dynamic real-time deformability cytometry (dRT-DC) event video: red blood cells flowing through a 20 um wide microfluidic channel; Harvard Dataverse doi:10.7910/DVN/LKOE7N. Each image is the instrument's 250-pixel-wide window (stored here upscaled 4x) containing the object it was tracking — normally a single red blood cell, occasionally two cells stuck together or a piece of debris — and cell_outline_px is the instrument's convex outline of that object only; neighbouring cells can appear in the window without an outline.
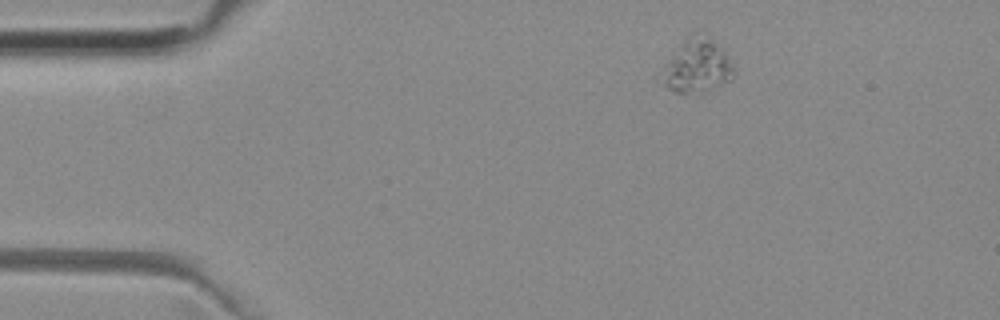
{"species": "common noctule bat (a hibernating species)", "species_latin": "Nyctalus noctula", "temperature_condition": "room temperature", "stored_images_in_passage": 11, "camera_frame_rate_fps": 3000, "um_per_image_px": 0.085, "animal": {"sex": "female", "body_mass_g": 29.2, "forearm_length_mm": 56.3}, "frame": {"image": 1, "passage_image": 1, "time_ms": 0.0, "image_size_px": [1000, 320], "cell_outline_px": [[736, 68], [732, 80], [700, 92], [676, 92], [660, 84], [656, 80], [656, 76], [676, 48], [688, 32], [696, 28], [704, 28], [724, 48]], "centroid_in_image_um": [59.23, 5.47], "position_along_channel_um": 25.8, "area_um2": 24.22}}
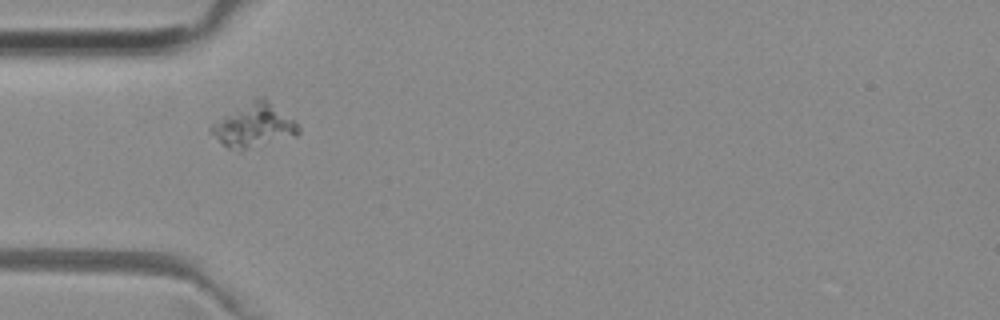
{"frame": {"image": 2, "passage_image": 9, "time_ms": 2.667, "image_size_px": [1000, 320], "cell_outline_px": [[300, 132], [296, 136], [240, 152], [228, 148], [208, 132], [208, 128], [212, 124], [224, 116], [256, 96], [264, 96], [292, 120], [300, 128]], "centroid_in_image_um": [21.56, 10.69], "position_along_channel_um": 63.4, "area_um2": 22.25}}